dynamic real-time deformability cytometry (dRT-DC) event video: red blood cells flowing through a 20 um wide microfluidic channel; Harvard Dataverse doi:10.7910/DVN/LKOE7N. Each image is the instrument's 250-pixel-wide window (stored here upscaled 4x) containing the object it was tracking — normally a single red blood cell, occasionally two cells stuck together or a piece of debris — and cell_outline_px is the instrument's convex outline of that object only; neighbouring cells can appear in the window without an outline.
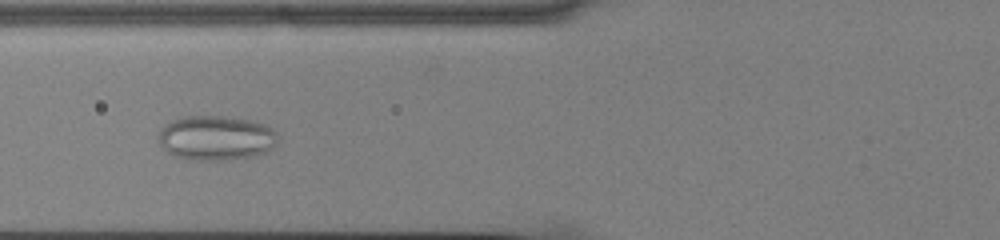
{"species": "common noctule bat (a hibernating species)", "species_latin": "Nyctalus noctula", "temperature_condition": "cold", "stored_images_in_passage": 41, "camera_frame_rate_fps": 3000, "um_per_image_px": 0.085, "animal": {"sex": "male", "body_mass_g": 13.0, "forearm_length_mm": 53.1}, "frame": {"image": 1, "passage_image": 8, "time_ms": 2.333, "image_size_px": [1000, 240], "cell_outline_px": [[276, 144], [272, 148], [264, 152], [252, 156], [220, 160], [196, 160], [176, 156], [168, 152], [160, 144], [160, 128], [164, 124], [180, 116], [224, 116], [252, 120], [264, 124], [272, 128], [276, 132]], "centroid_in_image_um": [18.35, 11.7], "position_along_channel_um": 107.4, "area_um2": 30.92}}
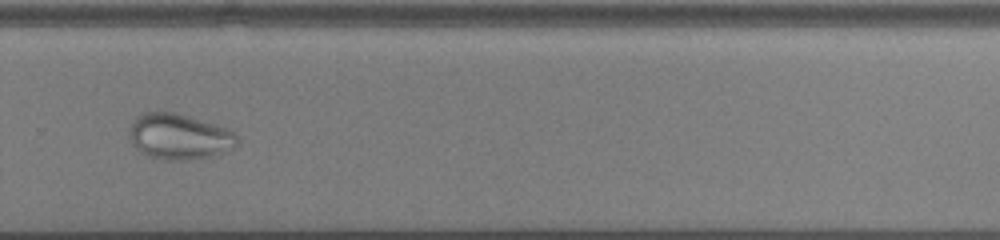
{"frame": {"image": 2, "passage_image": 25, "time_ms": 8.0, "image_size_px": [1000, 240], "cell_outline_px": [[240, 140], [236, 144], [212, 156], [188, 160], [168, 160], [152, 156], [140, 152], [136, 148], [128, 132], [132, 120], [140, 112], [176, 112], [216, 124], [228, 128], [236, 132]], "centroid_in_image_um": [15.22, 11.58], "position_along_channel_um": 314.6, "area_um2": 28.73}}
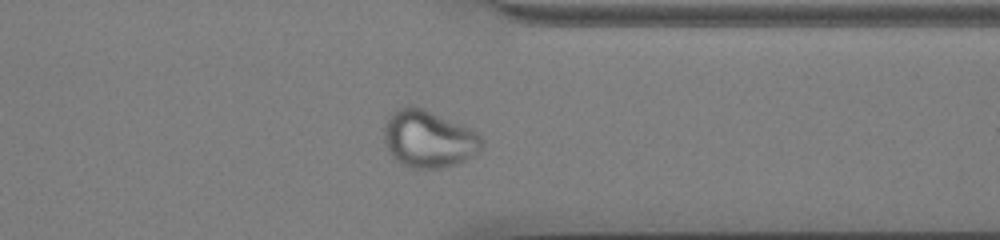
{"frame": {"image": 3, "passage_image": 30, "time_ms": 9.667, "image_size_px": [1000, 240], "cell_outline_px": [[484, 148], [468, 160], [456, 164], [440, 168], [408, 168], [400, 164], [388, 152], [384, 140], [384, 128], [392, 112], [396, 108], [408, 104], [412, 104], [424, 108], [472, 128], [484, 140]], "centroid_in_image_um": [36.45, 11.8], "position_along_channel_um": 374.9, "area_um2": 33.35}}